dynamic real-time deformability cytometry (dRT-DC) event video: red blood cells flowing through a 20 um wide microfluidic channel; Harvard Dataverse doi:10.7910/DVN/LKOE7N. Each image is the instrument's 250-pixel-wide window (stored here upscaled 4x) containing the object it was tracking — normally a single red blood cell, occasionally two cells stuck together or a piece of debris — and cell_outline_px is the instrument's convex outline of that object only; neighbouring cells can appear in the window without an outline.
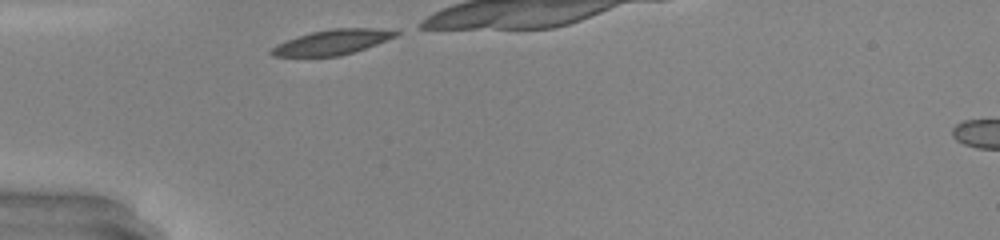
{"species": "common noctule bat (a hibernating species)", "species_latin": "Nyctalus noctula", "temperature_condition": "warm", "stored_images_in_passage": 7, "camera_frame_rate_fps": 3000, "um_per_image_px": 0.085, "animal": {"sex": "male", "body_mass_g": 20.0, "forearm_length_mm": 53.3}, "frame": {"image": 1, "passage_image": 1, "time_ms": 0.0, "image_size_px": [1000, 240], "cell_outline_px": [[400, 32], [396, 36], [376, 44], [340, 56], [272, 56], [268, 52], [276, 44], [312, 32], [332, 28], [376, 28]], "centroid_in_image_um": [28.22, 3.58], "position_along_channel_um": 56.8, "area_um2": 17.74}}